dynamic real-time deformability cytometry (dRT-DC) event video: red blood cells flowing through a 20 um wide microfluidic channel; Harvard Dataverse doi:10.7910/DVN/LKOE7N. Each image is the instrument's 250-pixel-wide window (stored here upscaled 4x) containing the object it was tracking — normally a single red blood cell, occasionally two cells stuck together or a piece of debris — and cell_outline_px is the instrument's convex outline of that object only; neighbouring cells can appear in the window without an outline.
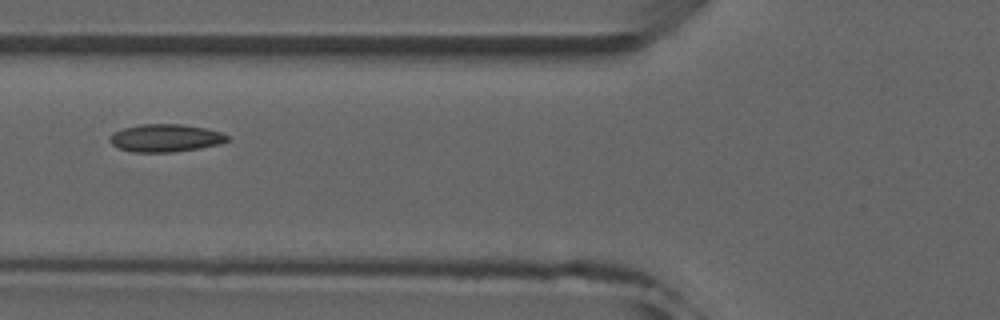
{"species": "common noctule bat (a hibernating species)", "species_latin": "Nyctalus noctula", "temperature_condition": "room temperature", "stored_images_in_passage": 5, "camera_frame_rate_fps": 3000, "um_per_image_px": 0.085, "animal": {"sex": "male", "forearm_length_mm": 52.5}, "frame": {"image": 1, "passage_image": 5, "time_ms": 5.333, "image_size_px": [1000, 320], "cell_outline_px": [[232, 140], [220, 144], [200, 148], [172, 152], [132, 152], [116, 148], [108, 140], [112, 132], [124, 128], [140, 124], [180, 124], [204, 128], [220, 132], [228, 136]], "centroid_in_image_um": [14.04, 11.74], "position_along_channel_um": 111.8, "area_um2": 19.13}}